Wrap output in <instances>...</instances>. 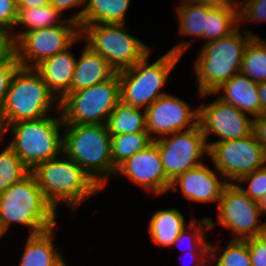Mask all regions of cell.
<instances>
[{"label":"cell","mask_w":266,"mask_h":266,"mask_svg":"<svg viewBox=\"0 0 266 266\" xmlns=\"http://www.w3.org/2000/svg\"><path fill=\"white\" fill-rule=\"evenodd\" d=\"M198 106V123L208 146L210 142L236 140L252 133L253 118L219 97ZM210 135L217 139L210 140Z\"/></svg>","instance_id":"14"},{"label":"cell","mask_w":266,"mask_h":266,"mask_svg":"<svg viewBox=\"0 0 266 266\" xmlns=\"http://www.w3.org/2000/svg\"><path fill=\"white\" fill-rule=\"evenodd\" d=\"M245 241L248 244L252 266H266V233Z\"/></svg>","instance_id":"36"},{"label":"cell","mask_w":266,"mask_h":266,"mask_svg":"<svg viewBox=\"0 0 266 266\" xmlns=\"http://www.w3.org/2000/svg\"><path fill=\"white\" fill-rule=\"evenodd\" d=\"M116 177L119 179L125 177L142 190L158 197L168 193L171 185L154 141L121 163L116 168L113 179Z\"/></svg>","instance_id":"16"},{"label":"cell","mask_w":266,"mask_h":266,"mask_svg":"<svg viewBox=\"0 0 266 266\" xmlns=\"http://www.w3.org/2000/svg\"><path fill=\"white\" fill-rule=\"evenodd\" d=\"M63 153L79 164L102 190L115 174L106 124H64Z\"/></svg>","instance_id":"2"},{"label":"cell","mask_w":266,"mask_h":266,"mask_svg":"<svg viewBox=\"0 0 266 266\" xmlns=\"http://www.w3.org/2000/svg\"><path fill=\"white\" fill-rule=\"evenodd\" d=\"M31 173L56 212L59 204H65L76 214L79 206L102 191L83 168L64 153L38 164Z\"/></svg>","instance_id":"1"},{"label":"cell","mask_w":266,"mask_h":266,"mask_svg":"<svg viewBox=\"0 0 266 266\" xmlns=\"http://www.w3.org/2000/svg\"><path fill=\"white\" fill-rule=\"evenodd\" d=\"M52 0H16L17 9L39 7L51 4Z\"/></svg>","instance_id":"43"},{"label":"cell","mask_w":266,"mask_h":266,"mask_svg":"<svg viewBox=\"0 0 266 266\" xmlns=\"http://www.w3.org/2000/svg\"><path fill=\"white\" fill-rule=\"evenodd\" d=\"M80 37V25L69 18L59 26L28 31L16 41L20 67L35 68L43 60L68 49Z\"/></svg>","instance_id":"12"},{"label":"cell","mask_w":266,"mask_h":266,"mask_svg":"<svg viewBox=\"0 0 266 266\" xmlns=\"http://www.w3.org/2000/svg\"><path fill=\"white\" fill-rule=\"evenodd\" d=\"M121 101L119 74L89 88L69 92L60 101L64 124H106Z\"/></svg>","instance_id":"9"},{"label":"cell","mask_w":266,"mask_h":266,"mask_svg":"<svg viewBox=\"0 0 266 266\" xmlns=\"http://www.w3.org/2000/svg\"><path fill=\"white\" fill-rule=\"evenodd\" d=\"M6 235V232L3 230L1 223H0V240Z\"/></svg>","instance_id":"46"},{"label":"cell","mask_w":266,"mask_h":266,"mask_svg":"<svg viewBox=\"0 0 266 266\" xmlns=\"http://www.w3.org/2000/svg\"><path fill=\"white\" fill-rule=\"evenodd\" d=\"M146 130L154 141L198 124L199 108L168 93L145 109Z\"/></svg>","instance_id":"15"},{"label":"cell","mask_w":266,"mask_h":266,"mask_svg":"<svg viewBox=\"0 0 266 266\" xmlns=\"http://www.w3.org/2000/svg\"><path fill=\"white\" fill-rule=\"evenodd\" d=\"M236 185L252 200L258 202L266 193V165L243 176Z\"/></svg>","instance_id":"34"},{"label":"cell","mask_w":266,"mask_h":266,"mask_svg":"<svg viewBox=\"0 0 266 266\" xmlns=\"http://www.w3.org/2000/svg\"><path fill=\"white\" fill-rule=\"evenodd\" d=\"M57 218L31 172L0 193V223L6 233L16 224L26 228L28 235L39 234L57 226Z\"/></svg>","instance_id":"3"},{"label":"cell","mask_w":266,"mask_h":266,"mask_svg":"<svg viewBox=\"0 0 266 266\" xmlns=\"http://www.w3.org/2000/svg\"><path fill=\"white\" fill-rule=\"evenodd\" d=\"M176 208L159 209L150 217L148 233L155 245L170 248L181 231L190 223Z\"/></svg>","instance_id":"23"},{"label":"cell","mask_w":266,"mask_h":266,"mask_svg":"<svg viewBox=\"0 0 266 266\" xmlns=\"http://www.w3.org/2000/svg\"><path fill=\"white\" fill-rule=\"evenodd\" d=\"M194 215L191 216L190 223L181 231L171 247H178L187 241V247H183L185 250H181L185 254L187 251L210 252V241L207 239L209 238L207 234L210 231L209 218L205 217L199 220Z\"/></svg>","instance_id":"30"},{"label":"cell","mask_w":266,"mask_h":266,"mask_svg":"<svg viewBox=\"0 0 266 266\" xmlns=\"http://www.w3.org/2000/svg\"><path fill=\"white\" fill-rule=\"evenodd\" d=\"M212 7L193 3L190 0L180 1L175 8L178 21V36L189 37L191 41L184 39L178 44H174L169 51L183 56L192 46L194 40L204 41V31L206 30L207 13Z\"/></svg>","instance_id":"20"},{"label":"cell","mask_w":266,"mask_h":266,"mask_svg":"<svg viewBox=\"0 0 266 266\" xmlns=\"http://www.w3.org/2000/svg\"><path fill=\"white\" fill-rule=\"evenodd\" d=\"M81 41H83L82 37L65 51L43 60L34 68L59 101L71 92L72 78L78 57L74 56L72 48Z\"/></svg>","instance_id":"18"},{"label":"cell","mask_w":266,"mask_h":266,"mask_svg":"<svg viewBox=\"0 0 266 266\" xmlns=\"http://www.w3.org/2000/svg\"><path fill=\"white\" fill-rule=\"evenodd\" d=\"M2 149L0 150V193L8 190L30 173V170L8 145Z\"/></svg>","instance_id":"32"},{"label":"cell","mask_w":266,"mask_h":266,"mask_svg":"<svg viewBox=\"0 0 266 266\" xmlns=\"http://www.w3.org/2000/svg\"><path fill=\"white\" fill-rule=\"evenodd\" d=\"M218 245L210 243L209 266H252L245 240L230 239L226 245Z\"/></svg>","instance_id":"27"},{"label":"cell","mask_w":266,"mask_h":266,"mask_svg":"<svg viewBox=\"0 0 266 266\" xmlns=\"http://www.w3.org/2000/svg\"><path fill=\"white\" fill-rule=\"evenodd\" d=\"M257 89L261 103V114L266 115V81L258 82Z\"/></svg>","instance_id":"44"},{"label":"cell","mask_w":266,"mask_h":266,"mask_svg":"<svg viewBox=\"0 0 266 266\" xmlns=\"http://www.w3.org/2000/svg\"><path fill=\"white\" fill-rule=\"evenodd\" d=\"M217 221L209 218L210 231L220 225L231 231V240H246L266 233V220L256 201L245 194L236 183H228L217 206Z\"/></svg>","instance_id":"10"},{"label":"cell","mask_w":266,"mask_h":266,"mask_svg":"<svg viewBox=\"0 0 266 266\" xmlns=\"http://www.w3.org/2000/svg\"><path fill=\"white\" fill-rule=\"evenodd\" d=\"M56 228L28 235L17 266H67V259L54 243Z\"/></svg>","instance_id":"21"},{"label":"cell","mask_w":266,"mask_h":266,"mask_svg":"<svg viewBox=\"0 0 266 266\" xmlns=\"http://www.w3.org/2000/svg\"><path fill=\"white\" fill-rule=\"evenodd\" d=\"M238 26L231 34L201 45L194 62L197 96L213 93L224 82L240 73L245 47L253 37Z\"/></svg>","instance_id":"5"},{"label":"cell","mask_w":266,"mask_h":266,"mask_svg":"<svg viewBox=\"0 0 266 266\" xmlns=\"http://www.w3.org/2000/svg\"><path fill=\"white\" fill-rule=\"evenodd\" d=\"M16 52L12 31L0 26V61L9 59Z\"/></svg>","instance_id":"39"},{"label":"cell","mask_w":266,"mask_h":266,"mask_svg":"<svg viewBox=\"0 0 266 266\" xmlns=\"http://www.w3.org/2000/svg\"><path fill=\"white\" fill-rule=\"evenodd\" d=\"M257 85L258 83L252 81L249 77L237 73L213 93L200 94L197 99L219 94L216 97L255 118L261 115V103Z\"/></svg>","instance_id":"19"},{"label":"cell","mask_w":266,"mask_h":266,"mask_svg":"<svg viewBox=\"0 0 266 266\" xmlns=\"http://www.w3.org/2000/svg\"><path fill=\"white\" fill-rule=\"evenodd\" d=\"M258 207L261 211L262 216L266 219V193L261 197V199L257 202Z\"/></svg>","instance_id":"45"},{"label":"cell","mask_w":266,"mask_h":266,"mask_svg":"<svg viewBox=\"0 0 266 266\" xmlns=\"http://www.w3.org/2000/svg\"><path fill=\"white\" fill-rule=\"evenodd\" d=\"M239 26L245 24V29L248 34L253 37L259 35L246 28V23H263L266 22V0H242L240 9L238 11Z\"/></svg>","instance_id":"33"},{"label":"cell","mask_w":266,"mask_h":266,"mask_svg":"<svg viewBox=\"0 0 266 266\" xmlns=\"http://www.w3.org/2000/svg\"><path fill=\"white\" fill-rule=\"evenodd\" d=\"M19 67L20 63L17 59L16 52L9 59L0 61V116L4 107L10 81Z\"/></svg>","instance_id":"35"},{"label":"cell","mask_w":266,"mask_h":266,"mask_svg":"<svg viewBox=\"0 0 266 266\" xmlns=\"http://www.w3.org/2000/svg\"><path fill=\"white\" fill-rule=\"evenodd\" d=\"M190 260L194 261L192 266H209L210 252H186ZM191 264V263H190ZM191 266V265H190Z\"/></svg>","instance_id":"42"},{"label":"cell","mask_w":266,"mask_h":266,"mask_svg":"<svg viewBox=\"0 0 266 266\" xmlns=\"http://www.w3.org/2000/svg\"><path fill=\"white\" fill-rule=\"evenodd\" d=\"M239 26L238 10L226 7H212L206 18L205 43L228 36Z\"/></svg>","instance_id":"29"},{"label":"cell","mask_w":266,"mask_h":266,"mask_svg":"<svg viewBox=\"0 0 266 266\" xmlns=\"http://www.w3.org/2000/svg\"><path fill=\"white\" fill-rule=\"evenodd\" d=\"M227 184L213 164L210 167L204 162L177 176L171 182L169 191L182 194L188 203H216L218 206L222 191Z\"/></svg>","instance_id":"17"},{"label":"cell","mask_w":266,"mask_h":266,"mask_svg":"<svg viewBox=\"0 0 266 266\" xmlns=\"http://www.w3.org/2000/svg\"><path fill=\"white\" fill-rule=\"evenodd\" d=\"M132 0H87L82 22L89 24H127L128 8Z\"/></svg>","instance_id":"24"},{"label":"cell","mask_w":266,"mask_h":266,"mask_svg":"<svg viewBox=\"0 0 266 266\" xmlns=\"http://www.w3.org/2000/svg\"><path fill=\"white\" fill-rule=\"evenodd\" d=\"M240 73L252 81H266V40L252 37L247 43L241 62Z\"/></svg>","instance_id":"28"},{"label":"cell","mask_w":266,"mask_h":266,"mask_svg":"<svg viewBox=\"0 0 266 266\" xmlns=\"http://www.w3.org/2000/svg\"><path fill=\"white\" fill-rule=\"evenodd\" d=\"M208 148L209 160L227 183H237L266 165V150L252 133L236 140L210 142Z\"/></svg>","instance_id":"11"},{"label":"cell","mask_w":266,"mask_h":266,"mask_svg":"<svg viewBox=\"0 0 266 266\" xmlns=\"http://www.w3.org/2000/svg\"><path fill=\"white\" fill-rule=\"evenodd\" d=\"M166 177L172 182L177 176L195 168L208 158L209 148L199 123L154 140Z\"/></svg>","instance_id":"13"},{"label":"cell","mask_w":266,"mask_h":266,"mask_svg":"<svg viewBox=\"0 0 266 266\" xmlns=\"http://www.w3.org/2000/svg\"><path fill=\"white\" fill-rule=\"evenodd\" d=\"M193 3L209 7H226L239 11L242 0H190Z\"/></svg>","instance_id":"41"},{"label":"cell","mask_w":266,"mask_h":266,"mask_svg":"<svg viewBox=\"0 0 266 266\" xmlns=\"http://www.w3.org/2000/svg\"><path fill=\"white\" fill-rule=\"evenodd\" d=\"M152 51L131 68L118 72L123 103L146 109L159 97L168 94L164 86L182 56L168 50L156 61L150 62Z\"/></svg>","instance_id":"7"},{"label":"cell","mask_w":266,"mask_h":266,"mask_svg":"<svg viewBox=\"0 0 266 266\" xmlns=\"http://www.w3.org/2000/svg\"><path fill=\"white\" fill-rule=\"evenodd\" d=\"M10 131V132H9ZM64 122L60 111L38 120L7 125L0 132V147L6 134L13 138L7 144L30 172L40 163L63 153Z\"/></svg>","instance_id":"4"},{"label":"cell","mask_w":266,"mask_h":266,"mask_svg":"<svg viewBox=\"0 0 266 266\" xmlns=\"http://www.w3.org/2000/svg\"><path fill=\"white\" fill-rule=\"evenodd\" d=\"M17 18L16 0H0V26L13 32Z\"/></svg>","instance_id":"37"},{"label":"cell","mask_w":266,"mask_h":266,"mask_svg":"<svg viewBox=\"0 0 266 266\" xmlns=\"http://www.w3.org/2000/svg\"><path fill=\"white\" fill-rule=\"evenodd\" d=\"M80 57L72 78L71 92L89 88L100 82L109 80L117 72L100 54L95 53L89 46L83 44Z\"/></svg>","instance_id":"22"},{"label":"cell","mask_w":266,"mask_h":266,"mask_svg":"<svg viewBox=\"0 0 266 266\" xmlns=\"http://www.w3.org/2000/svg\"><path fill=\"white\" fill-rule=\"evenodd\" d=\"M54 110L60 111V101L41 75L34 68L19 67L6 94L0 116V132L9 124L55 114Z\"/></svg>","instance_id":"6"},{"label":"cell","mask_w":266,"mask_h":266,"mask_svg":"<svg viewBox=\"0 0 266 266\" xmlns=\"http://www.w3.org/2000/svg\"><path fill=\"white\" fill-rule=\"evenodd\" d=\"M18 18L14 28L13 39L15 42L26 32L35 29L62 25L68 17L62 16V13L51 4L39 7L17 9ZM23 26L22 29L16 30Z\"/></svg>","instance_id":"25"},{"label":"cell","mask_w":266,"mask_h":266,"mask_svg":"<svg viewBox=\"0 0 266 266\" xmlns=\"http://www.w3.org/2000/svg\"><path fill=\"white\" fill-rule=\"evenodd\" d=\"M127 24L80 25L83 43L105 58L118 73L131 68L152 50L129 33Z\"/></svg>","instance_id":"8"},{"label":"cell","mask_w":266,"mask_h":266,"mask_svg":"<svg viewBox=\"0 0 266 266\" xmlns=\"http://www.w3.org/2000/svg\"><path fill=\"white\" fill-rule=\"evenodd\" d=\"M252 134L259 144L266 150V115L253 118Z\"/></svg>","instance_id":"40"},{"label":"cell","mask_w":266,"mask_h":266,"mask_svg":"<svg viewBox=\"0 0 266 266\" xmlns=\"http://www.w3.org/2000/svg\"><path fill=\"white\" fill-rule=\"evenodd\" d=\"M86 2L87 0H52L51 5L59 10L62 14L67 10L77 9L81 7L82 9H79L75 13L73 12V15L68 17L70 20H73L80 24L82 22L83 11Z\"/></svg>","instance_id":"38"},{"label":"cell","mask_w":266,"mask_h":266,"mask_svg":"<svg viewBox=\"0 0 266 266\" xmlns=\"http://www.w3.org/2000/svg\"><path fill=\"white\" fill-rule=\"evenodd\" d=\"M153 140L148 132H135L111 136V155L113 165L117 168L132 155L143 150Z\"/></svg>","instance_id":"31"},{"label":"cell","mask_w":266,"mask_h":266,"mask_svg":"<svg viewBox=\"0 0 266 266\" xmlns=\"http://www.w3.org/2000/svg\"><path fill=\"white\" fill-rule=\"evenodd\" d=\"M106 126L111 136L147 132L145 109L120 101L110 114Z\"/></svg>","instance_id":"26"}]
</instances>
